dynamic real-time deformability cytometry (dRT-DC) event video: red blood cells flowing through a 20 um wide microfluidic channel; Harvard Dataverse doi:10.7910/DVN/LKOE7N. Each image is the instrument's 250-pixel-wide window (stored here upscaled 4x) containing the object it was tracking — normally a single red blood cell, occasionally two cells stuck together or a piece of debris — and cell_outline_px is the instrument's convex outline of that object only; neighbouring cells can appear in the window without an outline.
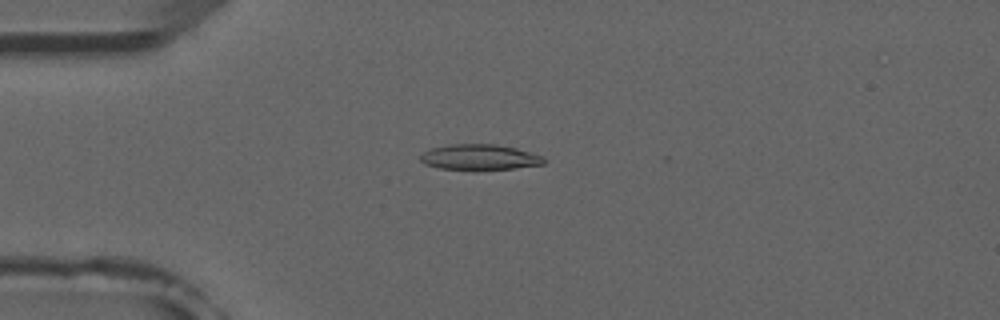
{"species": "common noctule bat (a hibernating species)", "species_latin": "Nyctalus noctula", "temperature_condition": "room temperature", "stored_images_in_passage": 6, "camera_frame_rate_fps": 3000, "um_per_image_px": 0.085, "animal": {"sex": "male", "forearm_length_mm": 52.5}, "frame": {"image": 1, "passage_image": 4, "time_ms": 3.333, "image_size_px": [1000, 320], "cell_outline_px": [[544, 164], [516, 168], [472, 172], [440, 168], [424, 164], [420, 160], [420, 156], [424, 152], [432, 148], [452, 144], [496, 144], [516, 148], [544, 156]], "centroid_in_image_um": [40.76, 13.39], "position_along_channel_um": 44.2, "area_um2": 18.96}}
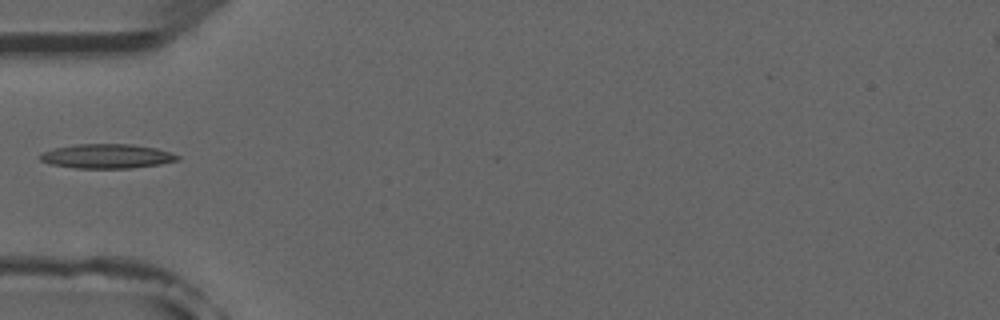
{"frame": {"image": 2, "passage_image": 5, "time_ms": 4.667, "image_size_px": [1000, 320], "cell_outline_px": [[180, 160], [160, 164], [132, 168], [76, 168], [48, 164], [40, 160], [40, 152], [56, 148], [76, 144], [132, 144], [156, 148], [172, 152], [180, 156]], "centroid_in_image_um": [9.1, 13.28], "position_along_channel_um": 75.9, "area_um2": 19.65}}
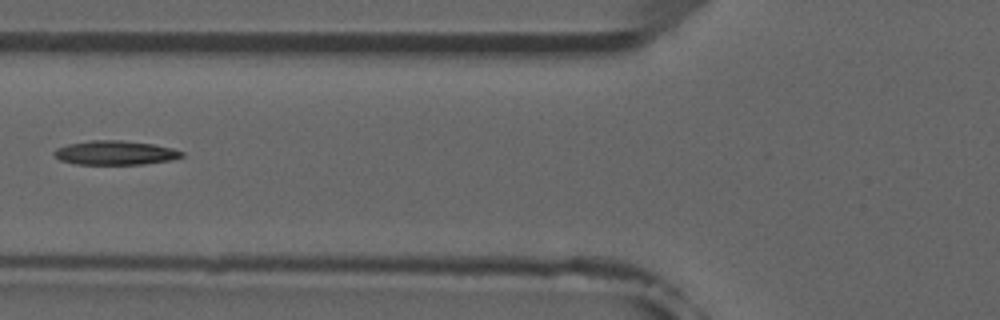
{"frame": {"image": 3, "passage_image": 6, "time_ms": 5.667, "image_size_px": [1000, 320], "cell_outline_px": [[184, 156], [172, 160], [144, 164], [76, 164], [60, 160], [52, 152], [56, 148], [68, 144], [92, 140], [124, 140], [152, 144], [172, 148], [184, 152]], "centroid_in_image_um": [9.81, 12.98], "position_along_channel_um": 116.0, "area_um2": 17.98}}